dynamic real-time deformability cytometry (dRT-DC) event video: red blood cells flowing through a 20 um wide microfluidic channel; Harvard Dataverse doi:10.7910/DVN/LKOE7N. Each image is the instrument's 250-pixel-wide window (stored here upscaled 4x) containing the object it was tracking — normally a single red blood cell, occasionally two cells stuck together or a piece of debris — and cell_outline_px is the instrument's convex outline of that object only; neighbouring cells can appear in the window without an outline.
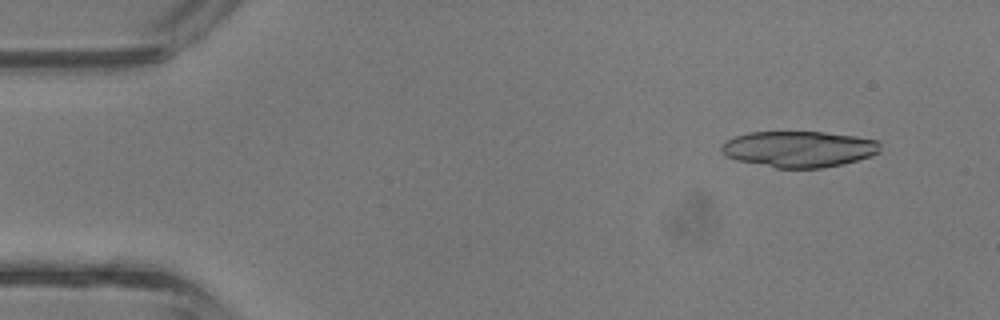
{"species": "common noctule bat (a hibernating species)", "species_latin": "Nyctalus noctula", "temperature_condition": "room temperature", "stored_images_in_passage": 4, "camera_frame_rate_fps": 3000, "um_per_image_px": 0.085, "animal": {"sex": "male", "body_mass_g": 13.3}, "frame": {"image": 1, "passage_image": 1, "time_ms": 0.0, "image_size_px": [1000, 320], "cell_outline_px": [[880, 152], [872, 156], [844, 164], [820, 168], [776, 168], [736, 160], [724, 156], [720, 152], [720, 144], [736, 136], [748, 132], [824, 132], [856, 136], [880, 140]], "centroid_in_image_um": [67.91, 12.67], "position_along_channel_um": 17.1, "area_um2": 33.81}}
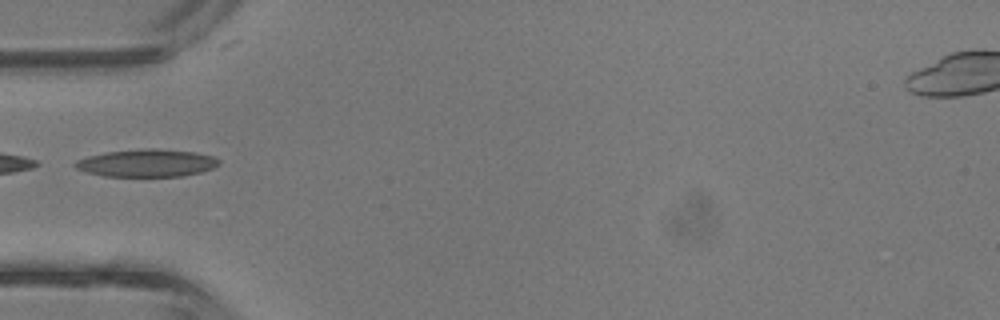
{"frame": {"image": 2, "passage_image": 4, "time_ms": 1.0, "image_size_px": [1000, 320], "cell_outline_px": [[220, 164], [212, 168], [200, 172], [184, 176], [104, 176], [88, 172], [76, 168], [72, 164], [76, 160], [88, 156], [108, 152], [148, 148], [156, 148], [192, 152], [212, 156], [220, 160]], "centroid_in_image_um": [12.47, 13.86], "position_along_channel_um": 72.5, "area_um2": 22.89}}